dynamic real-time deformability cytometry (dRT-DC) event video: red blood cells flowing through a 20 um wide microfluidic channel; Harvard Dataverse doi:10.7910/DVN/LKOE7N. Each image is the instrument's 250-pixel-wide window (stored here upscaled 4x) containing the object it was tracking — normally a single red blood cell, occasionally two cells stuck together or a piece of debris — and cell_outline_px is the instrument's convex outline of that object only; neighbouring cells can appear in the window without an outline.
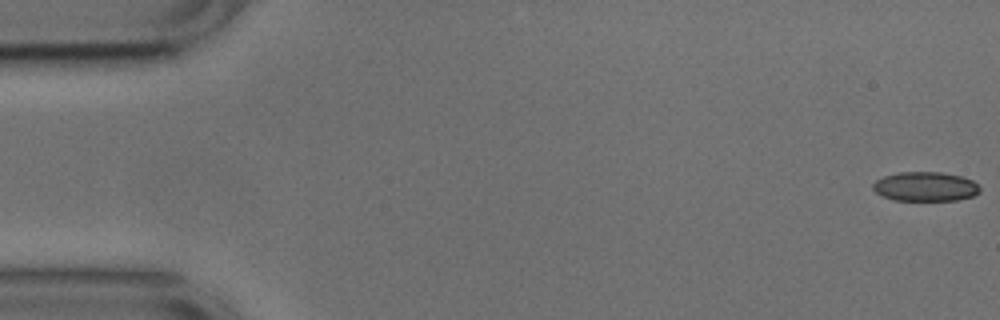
{"species": "common noctule bat (a hibernating species)", "species_latin": "Nyctalus noctula", "temperature_condition": "cold", "stored_images_in_passage": 7, "camera_frame_rate_fps": 3000, "um_per_image_px": 0.085, "animal": {"sex": "male", "body_mass_g": 17.9, "forearm_length_mm": 54.2}, "frame": {"image": 1, "passage_image": 1, "time_ms": 0.0, "image_size_px": [1000, 320], "cell_outline_px": [[980, 192], [972, 196], [956, 200], [892, 200], [880, 196], [872, 188], [872, 184], [876, 180], [884, 176], [900, 172], [944, 172], [960, 176], [972, 180], [980, 188]], "centroid_in_image_um": [78.62, 15.86], "position_along_channel_um": 6.4, "area_um2": 18.32}}